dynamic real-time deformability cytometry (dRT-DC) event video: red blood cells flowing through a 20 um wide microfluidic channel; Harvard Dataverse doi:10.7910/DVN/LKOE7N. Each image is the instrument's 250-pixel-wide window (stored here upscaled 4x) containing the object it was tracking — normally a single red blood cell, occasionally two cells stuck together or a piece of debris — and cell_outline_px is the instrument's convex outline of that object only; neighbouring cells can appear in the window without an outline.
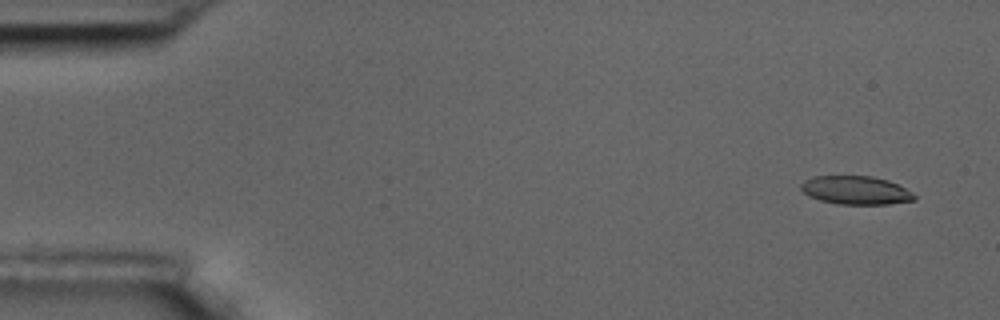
{"species": "common noctule bat (a hibernating species)", "species_latin": "Nyctalus noctula", "temperature_condition": "room temperature", "stored_images_in_passage": 4, "camera_frame_rate_fps": 3000, "um_per_image_px": 0.085, "animal": {"sex": "male", "body_mass_g": 17.5, "forearm_length_mm": 52.3}, "frame": {"image": 1, "passage_image": 1, "time_ms": 0.0, "image_size_px": [1000, 320], "cell_outline_px": [[916, 200], [888, 204], [836, 204], [820, 200], [808, 196], [800, 188], [800, 184], [804, 180], [816, 176], [872, 176], [888, 180], [912, 192], [916, 196]], "centroid_in_image_um": [72.73, 16.17], "position_along_channel_um": 12.3, "area_um2": 18.79}}
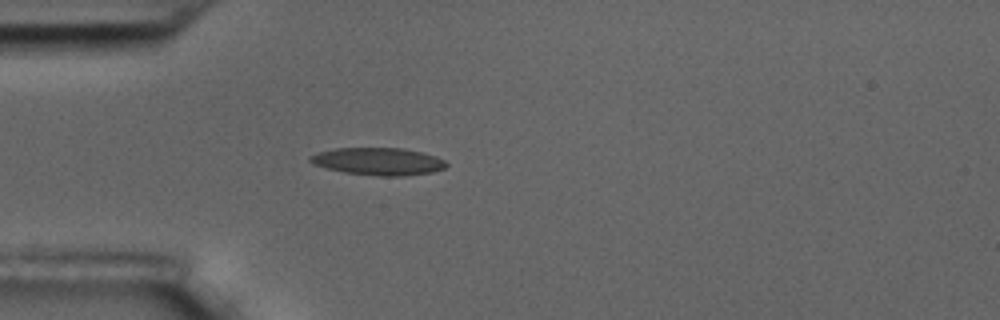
{"frame": {"image": 2, "passage_image": 4, "time_ms": 1.0, "image_size_px": [1000, 320], "cell_outline_px": [[448, 164], [444, 168], [432, 172], [404, 176], [380, 176], [344, 172], [312, 164], [308, 160], [308, 156], [316, 152], [336, 148], [404, 148], [436, 156], [444, 160]], "centroid_in_image_um": [32.13, 13.71], "position_along_channel_um": 52.9, "area_um2": 21.79}}